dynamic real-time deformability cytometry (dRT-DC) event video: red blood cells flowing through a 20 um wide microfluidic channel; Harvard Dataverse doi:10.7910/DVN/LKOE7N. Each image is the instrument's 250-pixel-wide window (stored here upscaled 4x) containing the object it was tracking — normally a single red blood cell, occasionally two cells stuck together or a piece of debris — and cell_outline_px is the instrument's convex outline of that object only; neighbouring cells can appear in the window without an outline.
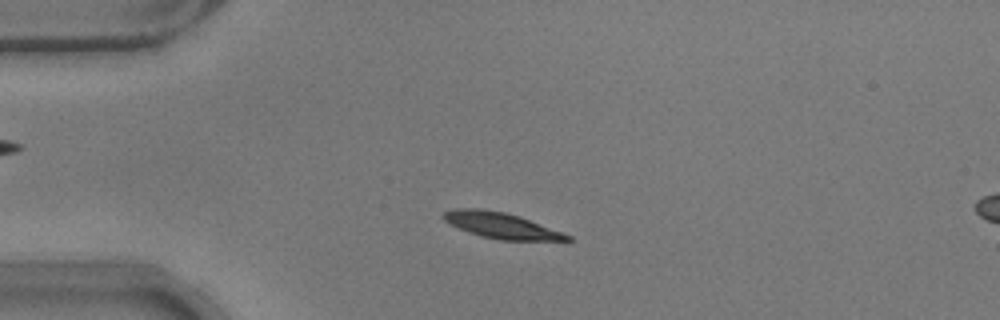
{"species": "common noctule bat (a hibernating species)", "species_latin": "Nyctalus noctula", "temperature_condition": "warm", "stored_images_in_passage": 50, "camera_frame_rate_fps": 3000, "um_per_image_px": 0.085, "animal": {"sex": "male", "body_mass_g": 17.9}, "frame": {"image": 1, "passage_image": 8, "time_ms": 2.333, "image_size_px": [1000, 320], "cell_outline_px": [[572, 240], [500, 240], [480, 236], [468, 232], [444, 220], [440, 216], [444, 212], [456, 208], [476, 208], [504, 212], [520, 216], [572, 236]], "centroid_in_image_um": [42.58, 19.16], "position_along_channel_um": 42.4, "area_um2": 18.44}}
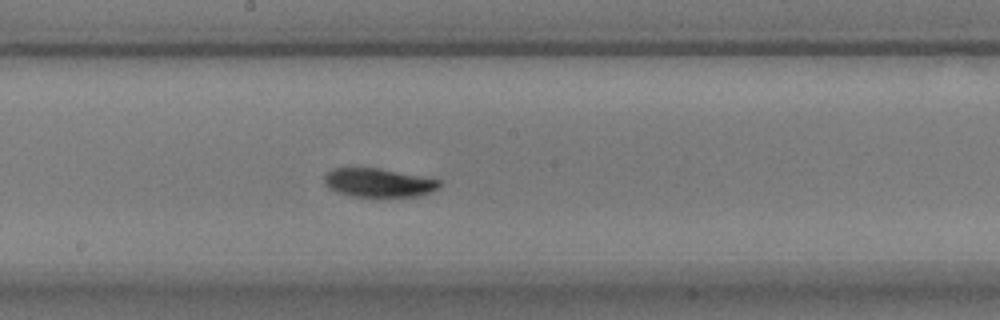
{"frame": {"image": 2, "passage_image": 24, "time_ms": 7.667, "image_size_px": [1000, 320], "cell_outline_px": [[440, 188], [432, 192], [416, 196], [352, 196], [328, 188], [324, 184], [324, 176], [332, 168], [380, 168], [440, 180]], "centroid_in_image_um": [32.17, 15.52], "position_along_channel_um": 216.0, "area_um2": 19.07}}
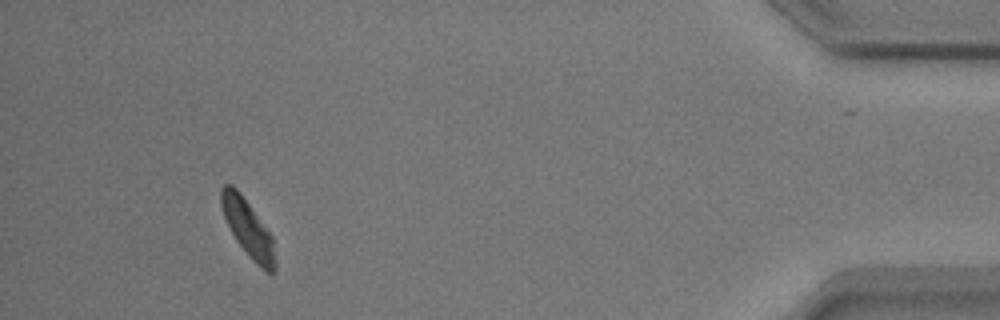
{"frame": {"image": 3, "passage_image": 45, "time_ms": 14.667, "image_size_px": [1000, 320], "cell_outline_px": [[276, 268], [272, 272], [268, 272], [260, 268], [252, 260], [236, 240], [224, 216], [220, 204], [220, 188], [224, 184], [232, 184], [240, 192], [272, 236], [276, 264]], "centroid_in_image_um": [21.06, 19.39], "position_along_channel_um": 414.1, "area_um2": 17.69}, "authors_computed_cell_mechanics": {"area_um2": 19.074, "velocity_mm_per_s": 3.7353, "shape_relaxation_time_tau1_ms": 2.7393, "shape_relaxation_time_tau2_ms": null, "deformation_change_tau1": 0.116, "deformation_change_tau2": null}}